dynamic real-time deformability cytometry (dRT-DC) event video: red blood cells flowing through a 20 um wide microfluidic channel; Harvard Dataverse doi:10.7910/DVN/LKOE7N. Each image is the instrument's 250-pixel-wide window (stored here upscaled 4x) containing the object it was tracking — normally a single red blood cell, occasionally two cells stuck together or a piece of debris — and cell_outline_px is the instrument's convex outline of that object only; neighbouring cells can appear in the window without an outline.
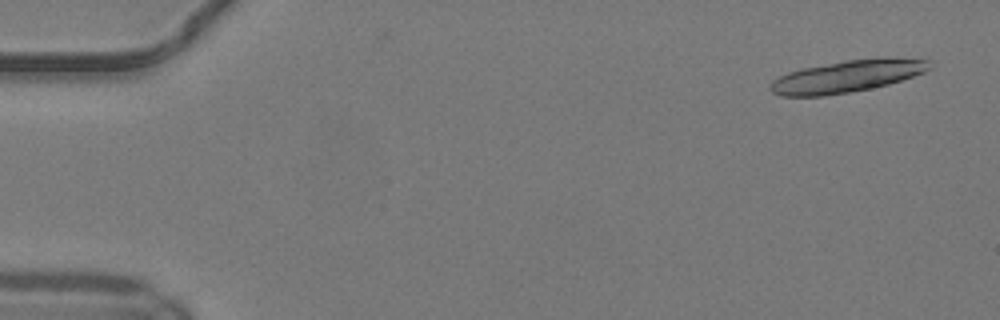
{"species": "common noctule bat (a hibernating species)", "species_latin": "Nyctalus noctula", "temperature_condition": "warm", "stored_images_in_passage": 18, "camera_frame_rate_fps": 3000, "um_per_image_px": 0.085, "animal": {"sex": "male", "body_mass_g": 19.2, "forearm_length_mm": 51.8}, "frame": {"image": 1, "passage_image": 3, "time_ms": 0.667, "image_size_px": [1000, 320], "cell_outline_px": [[932, 68], [924, 72], [888, 84], [872, 88], [824, 96], [780, 96], [772, 92], [768, 88], [772, 80], [788, 72], [800, 68], [844, 60], [884, 56], [888, 56], [932, 60]], "centroid_in_image_um": [72.02, 6.46], "position_along_channel_um": 13.0, "area_um2": 30.29}}